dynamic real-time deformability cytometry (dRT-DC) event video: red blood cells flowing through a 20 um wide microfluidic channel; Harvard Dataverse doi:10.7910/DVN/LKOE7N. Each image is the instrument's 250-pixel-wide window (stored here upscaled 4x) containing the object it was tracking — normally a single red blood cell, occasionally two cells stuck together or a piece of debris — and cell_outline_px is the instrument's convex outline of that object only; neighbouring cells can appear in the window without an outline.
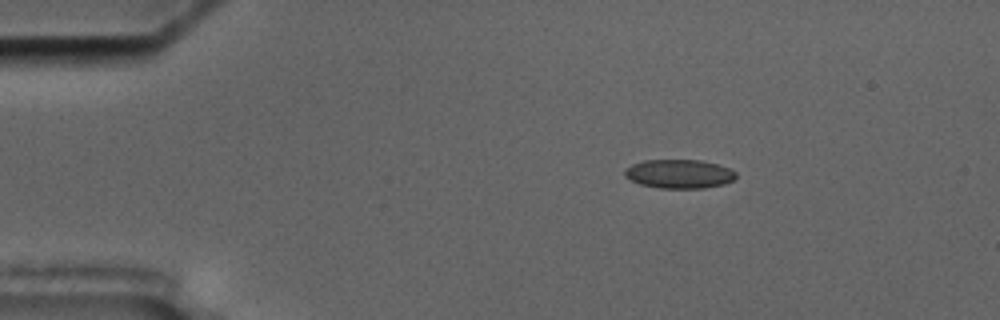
{"species": "common noctule bat (a hibernating species)", "species_latin": "Nyctalus noctula", "temperature_condition": "cold", "stored_images_in_passage": 4, "camera_frame_rate_fps": 3000, "um_per_image_px": 0.085, "animal": {"sex": "male", "body_mass_g": 17.5, "forearm_length_mm": 52.3}, "frame": {"image": 1, "passage_image": 2, "time_ms": 1.0, "image_size_px": [1000, 320], "cell_outline_px": [[736, 176], [732, 180], [724, 184], [704, 188], [660, 188], [640, 184], [624, 176], [624, 168], [632, 164], [644, 160], [700, 160], [716, 164], [728, 168], [736, 172]], "centroid_in_image_um": [57.7, 14.78], "position_along_channel_um": 27.3, "area_um2": 18.67}}